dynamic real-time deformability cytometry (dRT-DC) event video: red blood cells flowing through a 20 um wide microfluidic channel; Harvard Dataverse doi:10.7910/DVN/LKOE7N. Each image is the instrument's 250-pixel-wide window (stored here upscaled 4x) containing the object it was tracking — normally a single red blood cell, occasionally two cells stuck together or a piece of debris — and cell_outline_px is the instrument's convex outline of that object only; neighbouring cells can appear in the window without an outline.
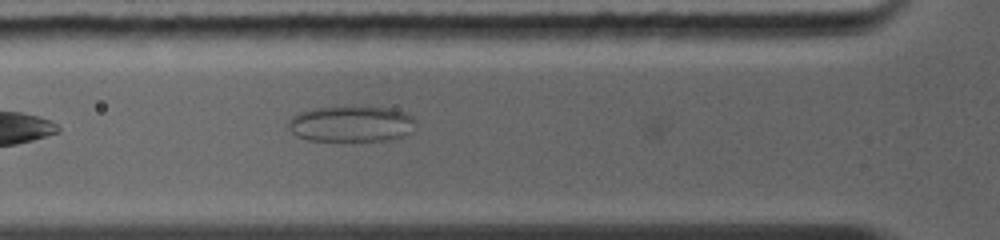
{"species": "common noctule bat (a hibernating species)", "species_latin": "Nyctalus noctula", "temperature_condition": "warm", "stored_images_in_passage": 21, "camera_frame_rate_fps": 5000, "um_per_image_px": 0.085, "animal": {"sex": "female", "body_mass_g": 19.0, "forearm_length_mm": 56.7}, "frame": {"image": 1, "passage_image": 6, "time_ms": 1.8, "image_size_px": [1000, 240], "cell_outline_px": [[416, 124], [412, 132], [388, 140], [308, 140], [296, 136], [288, 128], [288, 120], [296, 112], [316, 108], [388, 108], [404, 112], [412, 116], [416, 120]], "centroid_in_image_um": [29.83, 10.54], "position_along_channel_um": 96.0, "area_um2": 26.3}}
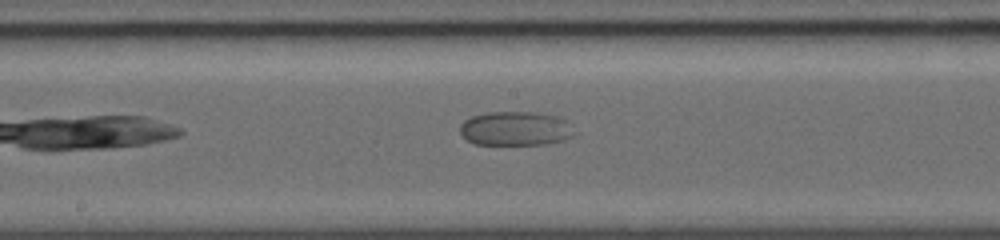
{"frame": {"image": 2, "passage_image": 13, "time_ms": 4.4, "image_size_px": [1000, 240], "cell_outline_px": [[580, 132], [564, 140], [548, 144], [476, 144], [468, 140], [460, 132], [460, 124], [464, 120], [472, 116], [488, 112], [532, 112], [560, 116], [568, 120]], "centroid_in_image_um": [43.92, 10.92], "position_along_channel_um": 204.3, "area_um2": 23.18}}
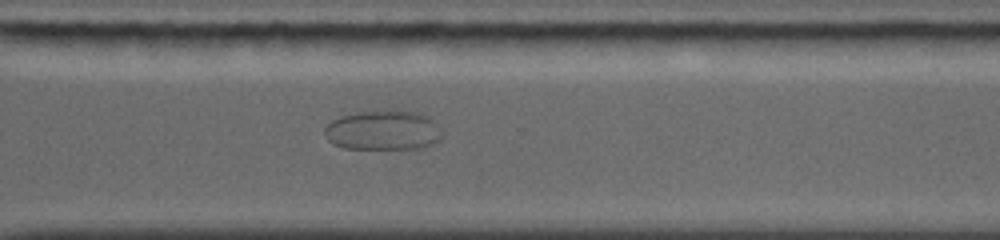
{"frame": {"image": 3, "passage_image": 21, "time_ms": 7.6, "image_size_px": [1000, 240], "cell_outline_px": [[440, 140], [432, 144], [420, 148], [344, 148], [332, 144], [324, 136], [324, 128], [332, 120], [340, 116], [360, 112], [420, 112], [428, 116], [436, 124], [440, 132]], "centroid_in_image_um": [32.52, 11.09], "position_along_channel_um": 338.1, "area_um2": 26.65}}